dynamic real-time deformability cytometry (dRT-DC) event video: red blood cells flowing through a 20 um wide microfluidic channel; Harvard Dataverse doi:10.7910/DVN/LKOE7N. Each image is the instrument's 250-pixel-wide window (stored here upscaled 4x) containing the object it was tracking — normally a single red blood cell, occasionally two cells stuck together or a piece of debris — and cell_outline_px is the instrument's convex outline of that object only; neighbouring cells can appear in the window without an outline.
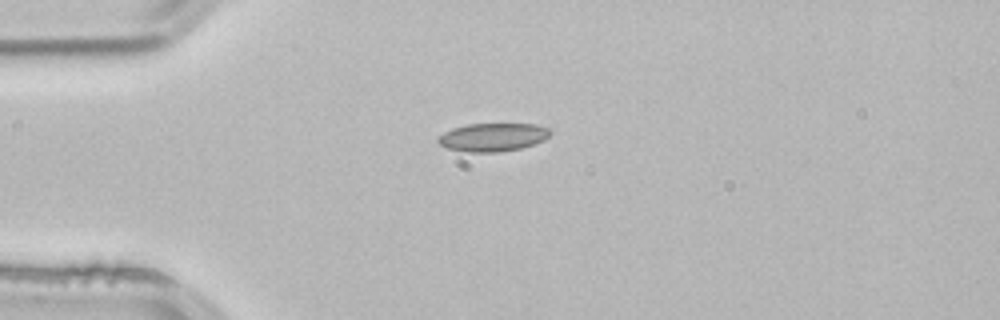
{"species": "common noctule bat (a hibernating species)", "species_latin": "Nyctalus noctula", "temperature_condition": "room temperature", "stored_images_in_passage": 1, "camera_frame_rate_fps": 3000, "um_per_image_px": 0.085, "animal": {"sex": "male", "body_mass_g": 21.5, "forearm_length_mm": 52.0}, "frame": {"image": 1, "passage_image": 1, "time_ms": 0.0, "image_size_px": [1000, 320], "cell_outline_px": [[552, 132], [544, 140], [520, 148], [500, 152], [468, 152], [448, 148], [440, 144], [436, 140], [444, 132], [452, 128], [468, 124], [536, 124], [548, 128]], "centroid_in_image_um": [41.89, 11.65], "position_along_channel_um": 43.1, "area_um2": 18.32}}